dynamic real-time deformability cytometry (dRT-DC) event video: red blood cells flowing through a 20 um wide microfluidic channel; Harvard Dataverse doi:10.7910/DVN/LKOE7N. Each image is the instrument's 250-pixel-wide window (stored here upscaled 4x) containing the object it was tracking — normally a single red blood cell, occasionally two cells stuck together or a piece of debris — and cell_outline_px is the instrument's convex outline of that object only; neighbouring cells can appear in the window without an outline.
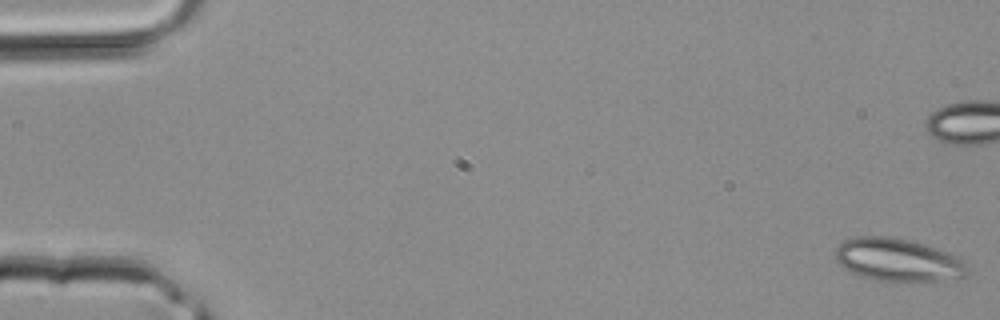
{"species": "common noctule bat (a hibernating species)", "species_latin": "Nyctalus noctula", "temperature_condition": "room temperature", "stored_images_in_passage": 42, "camera_frame_rate_fps": 3000, "um_per_image_px": 0.085, "animal": {"sex": "male", "body_mass_g": 20.4}, "frame": {"image": 1, "passage_image": 1, "time_ms": 0.0, "image_size_px": [1000, 320], "cell_outline_px": [[968, 268], [964, 276], [940, 280], [872, 280], [860, 276], [844, 268], [836, 260], [836, 248], [844, 240], [856, 236], [888, 236], [908, 240], [924, 244], [948, 252], [964, 260]], "centroid_in_image_um": [76.29, 22.07], "position_along_channel_um": 8.7, "area_um2": 32.54}}
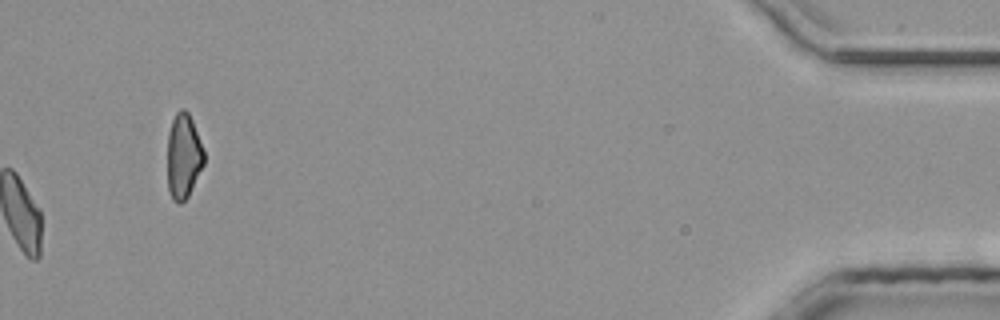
{"frame": {"image": 2, "passage_image": 42, "time_ms": 13.667, "image_size_px": [1000, 320], "cell_outline_px": [[204, 164], [188, 196], [180, 204], [176, 204], [172, 200], [168, 188], [168, 132], [172, 120], [176, 112], [180, 108], [184, 108], [188, 112], [192, 120], [204, 152]], "centroid_in_image_um": [15.58, 13.28], "position_along_channel_um": 419.6, "area_um2": 18.09}}